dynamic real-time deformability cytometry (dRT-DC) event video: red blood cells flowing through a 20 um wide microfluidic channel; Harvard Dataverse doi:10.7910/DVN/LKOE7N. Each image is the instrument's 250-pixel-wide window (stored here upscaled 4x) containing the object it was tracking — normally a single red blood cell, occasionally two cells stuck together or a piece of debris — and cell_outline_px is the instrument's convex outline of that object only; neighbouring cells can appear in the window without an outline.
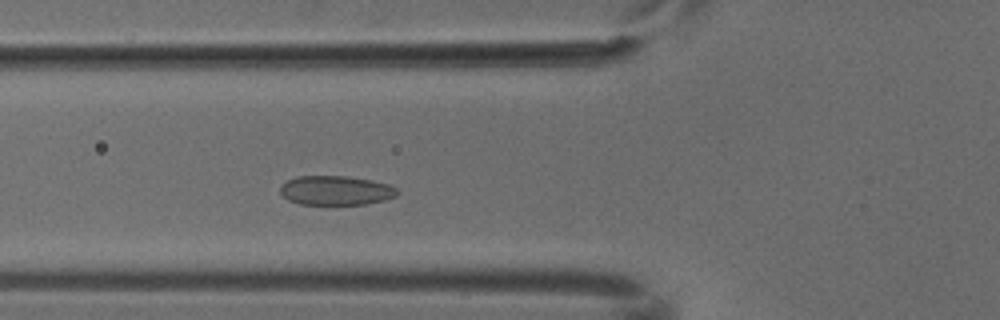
{"species": "common noctule bat (a hibernating species)", "species_latin": "Nyctalus noctula", "temperature_condition": "cold", "stored_images_in_passage": 4, "camera_frame_rate_fps": 3000, "um_per_image_px": 0.085, "animal": {"sex": "male", "body_mass_g": 18.8}, "frame": {"image": 1, "passage_image": 4, "time_ms": 1.0, "image_size_px": [1000, 320], "cell_outline_px": [[400, 192], [396, 196], [384, 200], [368, 204], [300, 204], [288, 200], [280, 192], [280, 188], [288, 180], [300, 176], [348, 176], [372, 180], [388, 184], [396, 188]], "centroid_in_image_um": [28.59, 16.19], "position_along_channel_um": 97.2, "area_um2": 19.94}}